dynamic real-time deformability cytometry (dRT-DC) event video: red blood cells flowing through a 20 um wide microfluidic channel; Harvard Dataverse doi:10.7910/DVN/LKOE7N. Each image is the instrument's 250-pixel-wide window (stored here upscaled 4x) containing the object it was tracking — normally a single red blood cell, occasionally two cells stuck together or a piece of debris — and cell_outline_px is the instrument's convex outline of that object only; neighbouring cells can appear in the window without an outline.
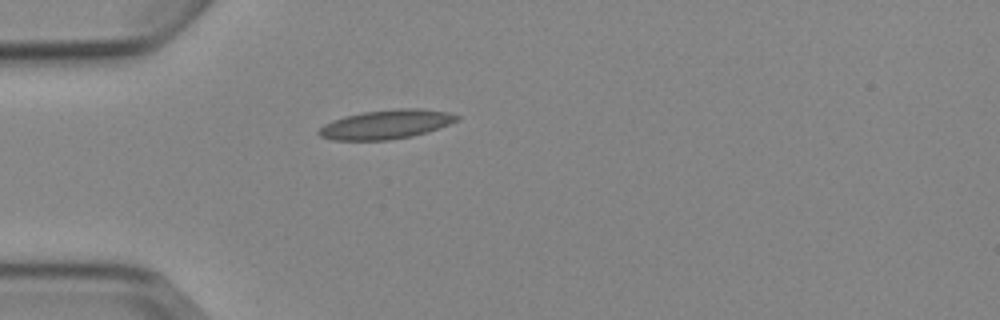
{"species": "Egyptian fruit bat (a non-hibernating species)", "species_latin": "Rousettus aegyptiacus", "temperature_condition": "cold", "stored_images_in_passage": 1, "camera_frame_rate_fps": 3000, "um_per_image_px": 0.085, "animal": {"sex": "female"}, "frame": {"image": 1, "passage_image": 1, "time_ms": 0.0, "image_size_px": [1000, 320], "cell_outline_px": [[460, 120], [440, 128], [412, 136], [388, 140], [332, 140], [320, 136], [316, 132], [324, 124], [332, 120], [344, 116], [364, 112], [396, 108], [420, 108], [448, 112], [460, 116]], "centroid_in_image_um": [32.84, 10.57], "position_along_channel_um": 52.2, "area_um2": 23.58}}